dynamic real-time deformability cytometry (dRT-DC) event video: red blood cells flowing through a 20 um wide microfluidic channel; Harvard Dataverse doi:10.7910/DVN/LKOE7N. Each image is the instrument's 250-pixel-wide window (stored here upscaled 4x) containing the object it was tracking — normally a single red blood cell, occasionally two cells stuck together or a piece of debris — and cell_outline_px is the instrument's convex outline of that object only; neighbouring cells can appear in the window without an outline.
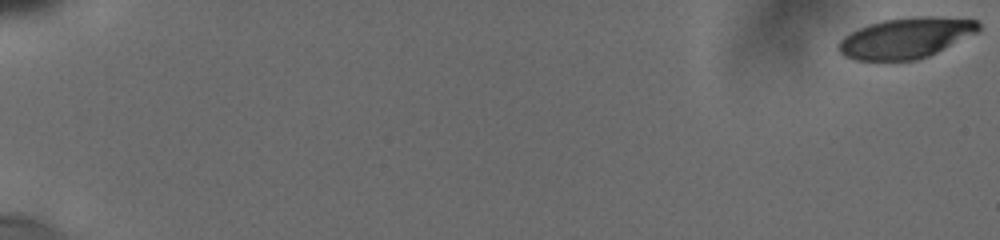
{"species": "human", "species_latin": "Homo sapiens", "temperature_condition": "cold", "stored_images_in_passage": 25, "camera_frame_rate_fps": 3000, "um_per_image_px": 0.085, "donor": {"sex": "male"}, "frame": {"image": 1, "passage_image": 1, "time_ms": 0.0, "image_size_px": [1000, 240], "cell_outline_px": [[980, 32], [928, 56], [916, 60], [856, 60], [844, 56], [840, 52], [836, 44], [844, 36], [860, 28], [884, 20], [924, 16], [932, 16], [976, 20], [980, 24]], "centroid_in_image_um": [77.03, 3.23], "position_along_channel_um": 8.0, "area_um2": 32.89}}
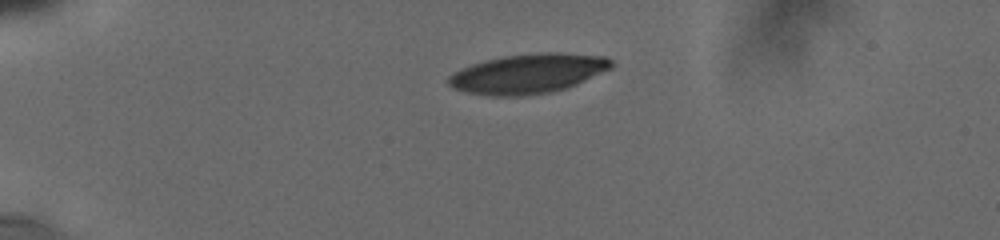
{"frame": {"image": 2, "passage_image": 21, "time_ms": 5.0, "image_size_px": [1000, 240], "cell_outline_px": [[616, 64], [612, 68], [568, 88], [552, 92], [520, 96], [488, 96], [464, 92], [452, 88], [448, 84], [448, 76], [472, 64], [504, 56], [544, 52], [556, 52], [604, 56], [612, 60]], "centroid_in_image_um": [44.92, 6.27], "position_along_channel_um": 40.1, "area_um2": 37.63}}